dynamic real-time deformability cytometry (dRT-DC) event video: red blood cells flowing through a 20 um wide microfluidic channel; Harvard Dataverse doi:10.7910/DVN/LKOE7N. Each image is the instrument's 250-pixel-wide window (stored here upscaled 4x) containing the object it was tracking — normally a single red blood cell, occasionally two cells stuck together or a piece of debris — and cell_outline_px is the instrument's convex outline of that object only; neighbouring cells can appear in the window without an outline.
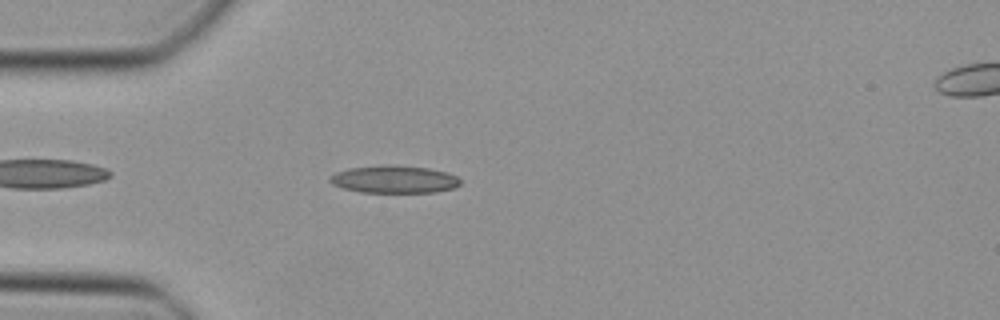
{"species": "Egyptian fruit bat (a non-hibernating species)", "species_latin": "Rousettus aegyptiacus", "temperature_condition": "cold", "stored_images_in_passage": 38, "camera_frame_rate_fps": 3000, "um_per_image_px": 0.085, "animal": {"sex": "female"}, "frame": {"image": 1, "passage_image": 4, "time_ms": 1.0, "image_size_px": [1000, 320], "cell_outline_px": [[460, 184], [456, 188], [436, 192], [360, 192], [344, 188], [332, 184], [328, 180], [328, 176], [336, 172], [348, 168], [384, 164], [392, 164], [428, 168], [448, 172], [456, 176], [460, 180]], "centroid_in_image_um": [33.5, 15.23], "position_along_channel_um": 51.5, "area_um2": 21.21}}
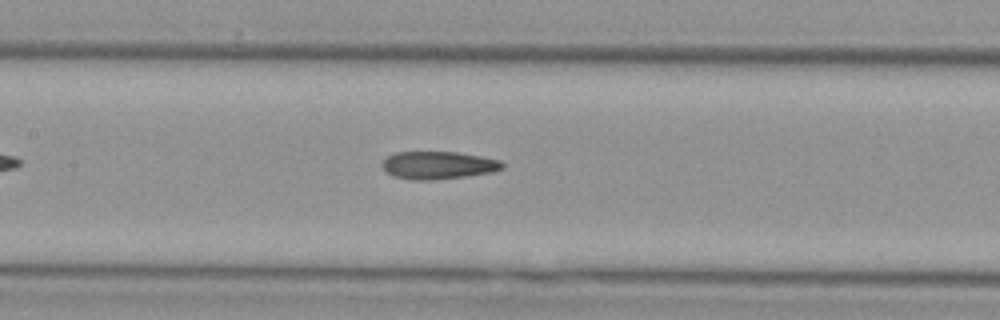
{"frame": {"image": 2, "passage_image": 13, "time_ms": 4.0, "image_size_px": [1000, 320], "cell_outline_px": [[504, 168], [492, 172], [464, 176], [428, 180], [412, 180], [392, 176], [380, 164], [388, 156], [396, 152], [456, 152], [480, 156], [500, 160], [504, 164]], "centroid_in_image_um": [37.24, 14.04], "position_along_channel_um": 170.2, "area_um2": 19.25}}
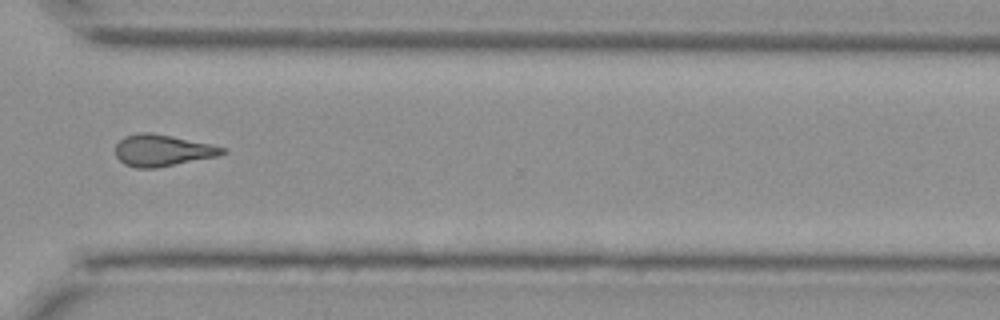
{"frame": {"image": 3, "passage_image": 26, "time_ms": 8.333, "image_size_px": [1000, 320], "cell_outline_px": [[224, 152], [216, 156], [156, 168], [136, 168], [124, 164], [116, 156], [116, 144], [124, 136], [136, 132], [152, 132], [172, 136], [208, 144], [224, 148]], "centroid_in_image_um": [13.71, 12.77], "position_along_channel_um": 356.9, "area_um2": 19.42}}